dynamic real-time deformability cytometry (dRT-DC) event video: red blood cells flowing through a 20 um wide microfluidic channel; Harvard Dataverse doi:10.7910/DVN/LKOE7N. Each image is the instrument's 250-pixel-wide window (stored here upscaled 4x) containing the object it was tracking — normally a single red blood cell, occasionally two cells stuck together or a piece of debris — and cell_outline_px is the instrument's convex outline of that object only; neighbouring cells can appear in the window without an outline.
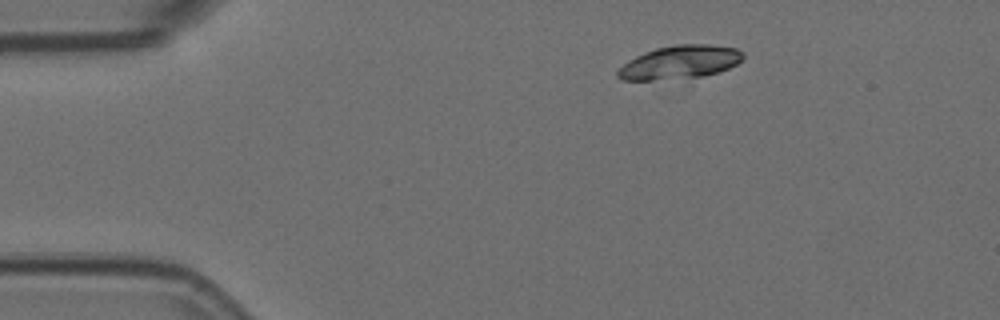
{"species": "Egyptian fruit bat (a non-hibernating species)", "species_latin": "Rousettus aegyptiacus", "temperature_condition": "room temperature", "stored_images_in_passage": 3, "camera_frame_rate_fps": 3000, "um_per_image_px": 0.085, "animal": {"sex": "female"}, "frame": {"image": 1, "passage_image": 1, "time_ms": 0.0, "image_size_px": [1000, 320], "cell_outline_px": [[744, 60], [728, 68], [704, 76], [652, 80], [624, 80], [616, 76], [616, 72], [628, 60], [636, 56], [656, 48], [676, 44], [708, 44], [736, 48], [744, 52]], "centroid_in_image_um": [57.81, 5.28], "position_along_channel_um": 27.2, "area_um2": 24.28}}